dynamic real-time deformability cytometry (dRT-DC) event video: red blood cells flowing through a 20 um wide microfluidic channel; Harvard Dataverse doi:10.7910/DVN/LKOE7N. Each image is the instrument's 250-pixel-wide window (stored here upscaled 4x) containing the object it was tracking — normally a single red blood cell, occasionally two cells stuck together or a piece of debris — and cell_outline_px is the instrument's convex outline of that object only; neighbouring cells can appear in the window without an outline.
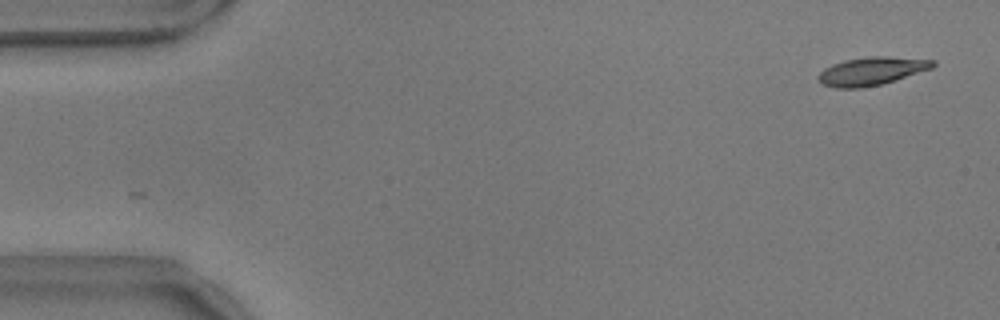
{"species": "common noctule bat (a hibernating species)", "species_latin": "Nyctalus noctula", "temperature_condition": "warm", "stored_images_in_passage": 55, "camera_frame_rate_fps": 3000, "um_per_image_px": 0.085, "animal": {"sex": "male", "body_mass_g": 17.9}, "frame": {"image": 1, "passage_image": 1, "time_ms": 0.0, "image_size_px": [1000, 320], "cell_outline_px": [[936, 64], [932, 68], [880, 84], [864, 88], [836, 88], [824, 84], [816, 76], [824, 68], [832, 64], [844, 60], [868, 56], [888, 56], [936, 60]], "centroid_in_image_um": [74.07, 6.03], "position_along_channel_um": 10.9, "area_um2": 18.67}}
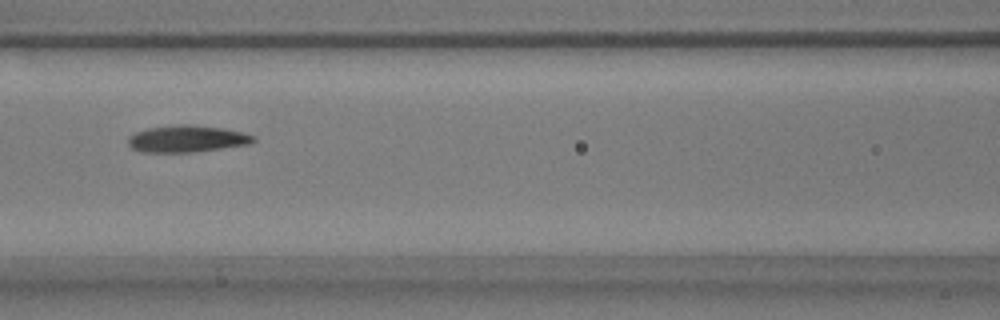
{"frame": {"image": 2, "passage_image": 23, "time_ms": 7.333, "image_size_px": [1000, 320], "cell_outline_px": [[256, 140], [252, 144], [196, 152], [140, 152], [132, 148], [128, 144], [128, 136], [136, 132], [148, 128], [172, 124], [192, 124], [224, 128], [256, 136]], "centroid_in_image_um": [15.91, 11.79], "position_along_channel_um": 150.7, "area_um2": 19.94}}
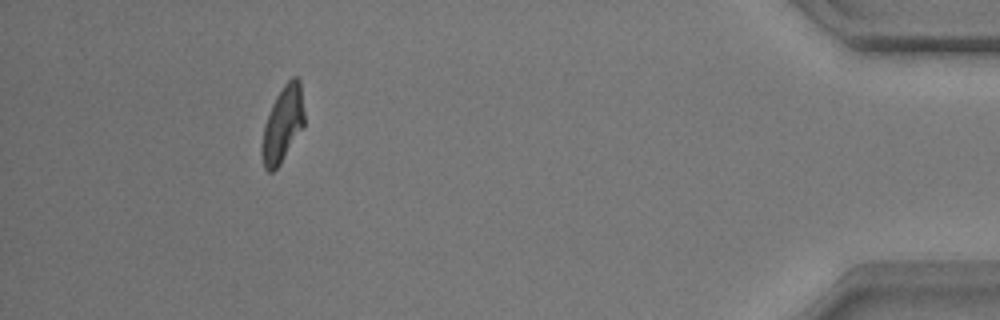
{"frame": {"image": 3, "passage_image": 50, "time_ms": 16.333, "image_size_px": [1000, 320], "cell_outline_px": [[304, 124], [280, 164], [272, 172], [268, 172], [264, 168], [260, 152], [260, 148], [264, 124], [272, 104], [276, 96], [284, 84], [292, 76], [296, 76], [300, 80], [304, 112]], "centroid_in_image_um": [24.0, 10.56], "position_along_channel_um": 411.2, "area_um2": 18.73}, "authors_computed_cell_mechanics": {"area_um2": 19.1896, "velocity_mm_per_s": 3.5669, "shape_relaxation_time_tau1_ms": 3.1303, "shape_relaxation_time_tau2_ms": null, "deformation_change_tau1": 0.1636, "deformation_change_tau2": null}}